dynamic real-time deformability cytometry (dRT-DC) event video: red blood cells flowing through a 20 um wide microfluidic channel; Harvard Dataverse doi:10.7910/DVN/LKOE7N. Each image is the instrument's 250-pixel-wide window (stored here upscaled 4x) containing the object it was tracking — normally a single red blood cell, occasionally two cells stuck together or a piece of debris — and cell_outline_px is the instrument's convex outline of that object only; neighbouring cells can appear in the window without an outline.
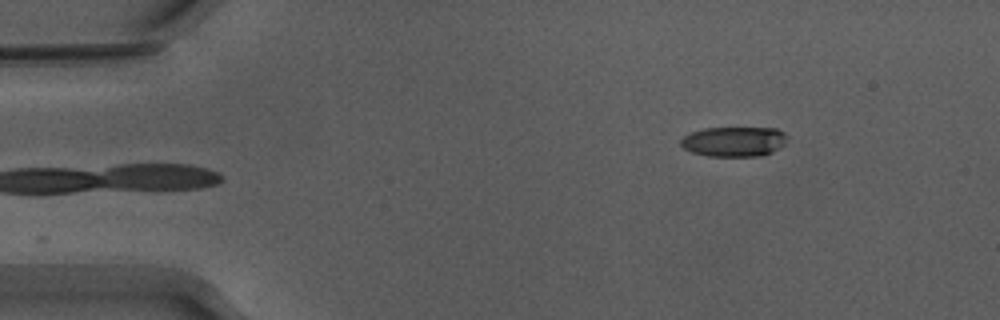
{"species": "Egyptian fruit bat (a non-hibernating species)", "species_latin": "Rousettus aegyptiacus", "temperature_condition": "warm", "stored_images_in_passage": 30, "camera_frame_rate_fps": 3000, "um_per_image_px": 0.085, "animal": {"sex": "male"}, "frame": {"image": 1, "passage_image": 1, "time_ms": 0.0, "image_size_px": [1000, 320], "cell_outline_px": [[788, 136], [784, 144], [772, 152], [764, 156], [708, 156], [692, 152], [684, 148], [680, 144], [680, 140], [684, 136], [692, 132], [704, 128], [776, 128], [784, 132]], "centroid_in_image_um": [62.41, 12.03], "position_along_channel_um": 22.6, "area_um2": 18.61}}
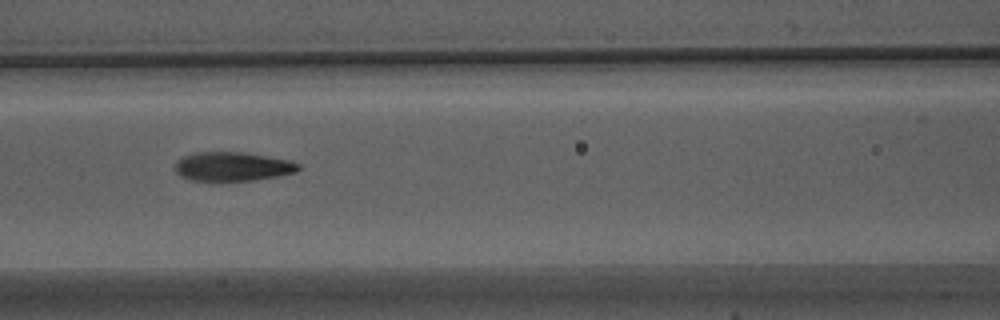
{"frame": {"image": 2, "passage_image": 17, "time_ms": 5.333, "image_size_px": [1000, 320], "cell_outline_px": [[300, 168], [296, 172], [276, 176], [252, 180], [220, 184], [212, 184], [188, 180], [180, 176], [176, 172], [176, 160], [184, 156], [196, 152], [240, 152], [288, 160], [300, 164]], "centroid_in_image_um": [19.67, 14.21], "position_along_channel_um": 146.9, "area_um2": 21.56}}
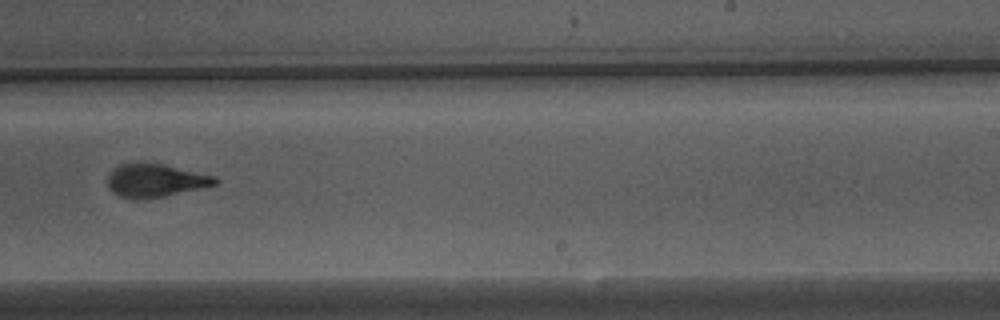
{"frame": {"image": 3, "passage_image": 27, "time_ms": 8.667, "image_size_px": [1000, 320], "cell_outline_px": [[220, 180], [216, 184], [200, 188], [164, 196], [136, 200], [120, 196], [112, 192], [108, 184], [108, 176], [120, 164], [160, 164], [216, 176]], "centroid_in_image_um": [13.22, 15.37], "position_along_channel_um": 275.8, "area_um2": 20.23}}